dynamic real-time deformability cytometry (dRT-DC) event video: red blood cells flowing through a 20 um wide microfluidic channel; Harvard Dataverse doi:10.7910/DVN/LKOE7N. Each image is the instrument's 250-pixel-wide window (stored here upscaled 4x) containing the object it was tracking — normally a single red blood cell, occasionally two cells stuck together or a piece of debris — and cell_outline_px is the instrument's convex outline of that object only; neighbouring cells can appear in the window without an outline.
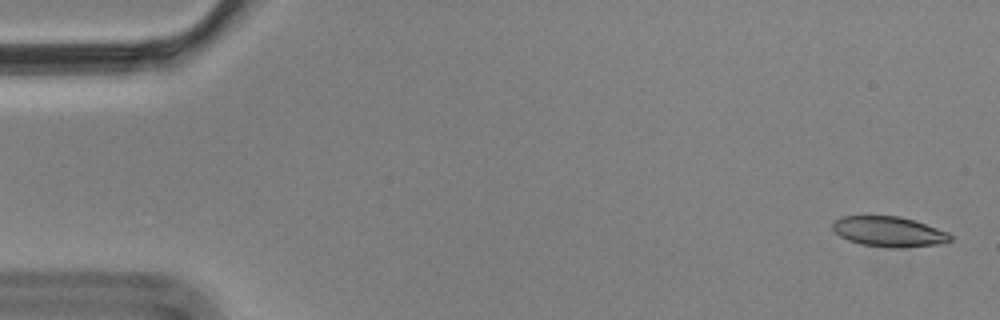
{"species": "Egyptian fruit bat (a non-hibernating species)", "species_latin": "Rousettus aegyptiacus", "temperature_condition": "cold", "stored_images_in_passage": 6, "camera_frame_rate_fps": 3000, "um_per_image_px": 0.085, "animal": {"sex": "male"}, "frame": {"image": 1, "passage_image": 1, "time_ms": 0.0, "image_size_px": [1000, 320], "cell_outline_px": [[952, 240], [940, 244], [900, 248], [892, 248], [860, 244], [848, 240], [840, 236], [832, 228], [832, 224], [840, 216], [900, 216], [916, 220], [948, 232], [952, 236]], "centroid_in_image_um": [75.58, 19.69], "position_along_channel_um": 9.4, "area_um2": 20.87}}